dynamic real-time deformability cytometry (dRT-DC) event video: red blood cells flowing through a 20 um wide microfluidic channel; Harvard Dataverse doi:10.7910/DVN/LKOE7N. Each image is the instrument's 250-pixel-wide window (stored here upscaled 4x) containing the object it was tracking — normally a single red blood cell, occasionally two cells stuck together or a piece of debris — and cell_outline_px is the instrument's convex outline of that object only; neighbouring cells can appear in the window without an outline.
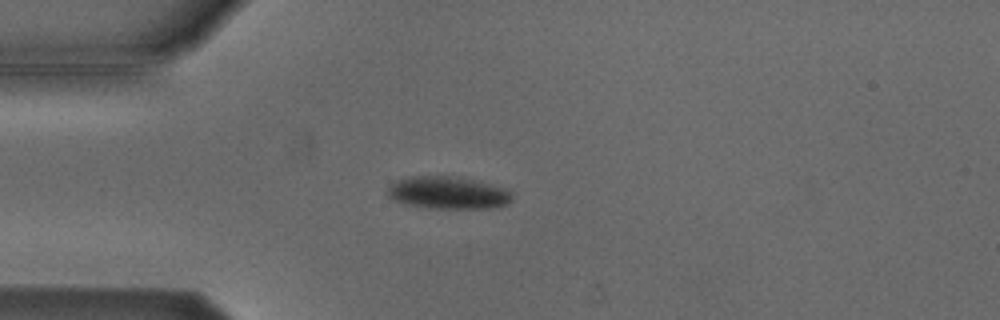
{"species": "Egyptian fruit bat (a non-hibernating species)", "species_latin": "Rousettus aegyptiacus", "temperature_condition": "cold", "stored_images_in_passage": 3, "camera_frame_rate_fps": 3000, "um_per_image_px": 0.085, "animal": {"sex": "male"}, "frame": {"image": 1, "passage_image": 3, "time_ms": 3.0, "image_size_px": [1000, 320], "cell_outline_px": [[512, 200], [508, 204], [488, 208], [428, 208], [404, 204], [392, 200], [388, 196], [388, 188], [396, 180], [412, 176], [460, 176], [480, 180], [504, 188], [512, 192]], "centroid_in_image_um": [38.09, 16.37], "position_along_channel_um": 46.9, "area_um2": 23.87}}